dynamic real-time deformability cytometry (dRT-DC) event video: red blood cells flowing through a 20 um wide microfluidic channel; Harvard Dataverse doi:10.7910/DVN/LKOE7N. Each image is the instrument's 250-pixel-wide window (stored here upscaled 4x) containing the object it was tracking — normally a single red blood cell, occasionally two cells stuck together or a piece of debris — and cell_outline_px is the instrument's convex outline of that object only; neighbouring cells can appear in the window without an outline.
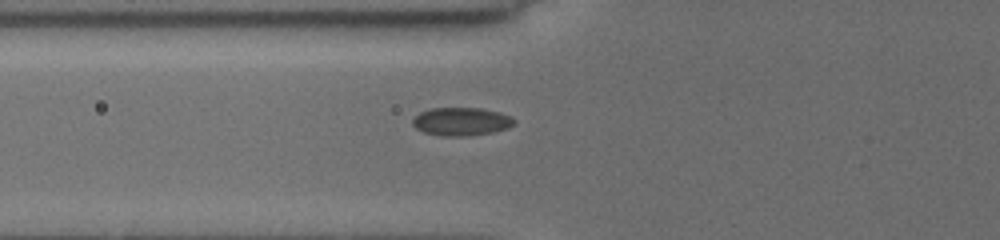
{"species": "common noctule bat (a hibernating species)", "species_latin": "Nyctalus noctula", "temperature_condition": "cold", "stored_images_in_passage": 4, "camera_frame_rate_fps": 3000, "um_per_image_px": 0.085, "animal": {"sex": "female", "body_mass_g": 19.5, "forearm_length_mm": 54.1}, "frame": {"image": 1, "passage_image": 4, "time_ms": 3.333, "image_size_px": [1000, 240], "cell_outline_px": [[516, 124], [508, 128], [492, 132], [464, 136], [440, 136], [424, 132], [416, 128], [412, 124], [412, 120], [420, 112], [432, 108], [480, 108], [500, 112], [512, 116], [516, 120]], "centroid_in_image_um": [39.24, 10.33], "position_along_channel_um": 86.6, "area_um2": 16.76}}